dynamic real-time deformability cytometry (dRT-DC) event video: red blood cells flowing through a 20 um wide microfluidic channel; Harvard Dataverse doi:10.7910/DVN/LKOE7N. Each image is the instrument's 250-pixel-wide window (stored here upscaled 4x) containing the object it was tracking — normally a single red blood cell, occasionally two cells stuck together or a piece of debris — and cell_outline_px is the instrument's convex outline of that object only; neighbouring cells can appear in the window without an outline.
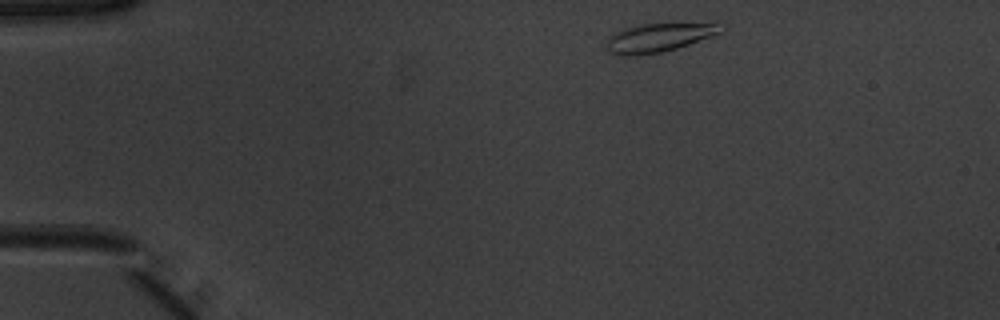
{"species": "common noctule bat (a hibernating species)", "species_latin": "Nyctalus noctula", "temperature_condition": "warm", "stored_images_in_passage": 44, "camera_frame_rate_fps": 3000, "um_per_image_px": 0.085, "animal": {"sex": "male", "body_mass_g": 20.1, "forearm_length_mm": 53.5}, "frame": {"image": 1, "passage_image": 1, "time_ms": 0.0, "image_size_px": [1000, 320], "cell_outline_px": [[728, 28], [720, 32], [688, 44], [676, 48], [660, 52], [636, 56], [616, 56], [608, 52], [608, 40], [616, 32], [628, 28], [644, 24], [716, 24]], "centroid_in_image_um": [55.95, 3.22], "position_along_channel_um": 29.1, "area_um2": 18.44}}
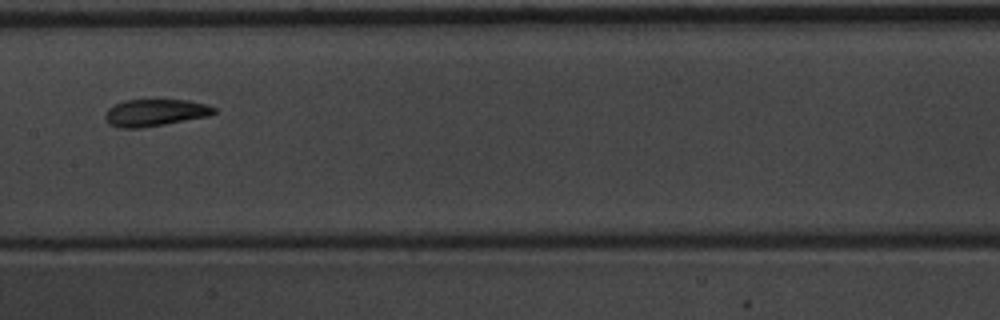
{"frame": {"image": 2, "passage_image": 19, "time_ms": 6.0, "image_size_px": [1000, 320], "cell_outline_px": [[216, 112], [208, 116], [164, 124], [140, 128], [120, 128], [108, 124], [104, 116], [108, 108], [124, 100], [188, 100], [208, 104], [216, 108]], "centroid_in_image_um": [13.18, 9.57], "position_along_channel_um": 194.2, "area_um2": 17.11}}
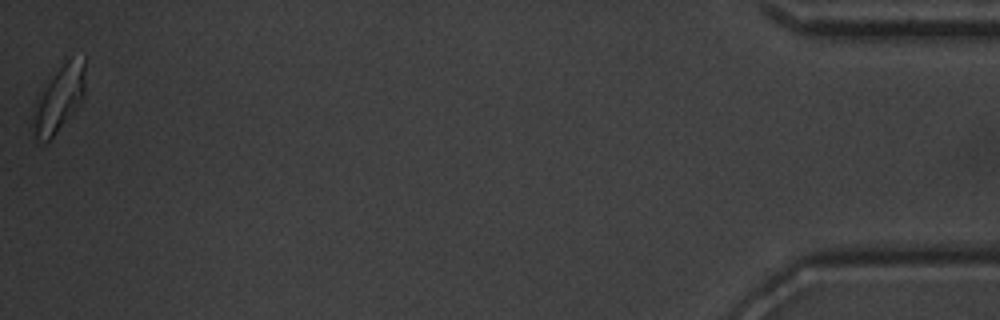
{"frame": {"image": 3, "passage_image": 44, "time_ms": 14.333, "image_size_px": [1000, 320], "cell_outline_px": [[84, 96], [72, 112], [56, 132], [44, 144], [36, 140], [32, 120], [36, 100], [44, 88], [56, 72], [68, 60], [84, 60]], "centroid_in_image_um": [4.98, 8.47], "position_along_channel_um": 430.2, "area_um2": 18.84}, "authors_computed_cell_mechanics": {"area_um2": 17.3978, "velocity_mm_per_s": 3.8991, "shape_relaxation_time_tau1_ms": 2.801, "shape_relaxation_time_tau2_ms": 2.1019, "deformation_change_tau1": 0.1182, "deformation_change_tau2": 0.0787}}